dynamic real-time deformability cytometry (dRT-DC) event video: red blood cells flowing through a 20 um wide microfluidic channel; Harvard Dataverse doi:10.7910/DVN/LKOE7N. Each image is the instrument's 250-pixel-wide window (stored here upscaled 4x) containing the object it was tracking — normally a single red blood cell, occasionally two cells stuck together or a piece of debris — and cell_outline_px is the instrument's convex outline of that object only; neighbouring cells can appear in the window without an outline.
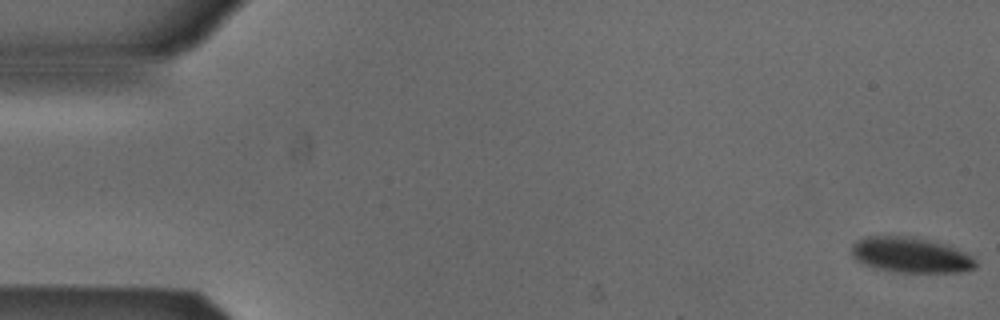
{"species": "Egyptian fruit bat (a non-hibernating species)", "species_latin": "Rousettus aegyptiacus", "temperature_condition": "cold", "stored_images_in_passage": 5, "camera_frame_rate_fps": 3000, "um_per_image_px": 0.085, "animal": {"sex": "male"}, "frame": {"image": 1, "passage_image": 1, "time_ms": 0.0, "image_size_px": [1000, 320], "cell_outline_px": [[976, 268], [960, 272], [896, 272], [872, 268], [856, 260], [852, 256], [852, 244], [856, 240], [864, 236], [896, 236], [920, 240], [940, 244], [964, 252], [972, 256], [976, 260]], "centroid_in_image_um": [77.34, 21.71], "position_along_channel_um": 7.7, "area_um2": 25.09}}
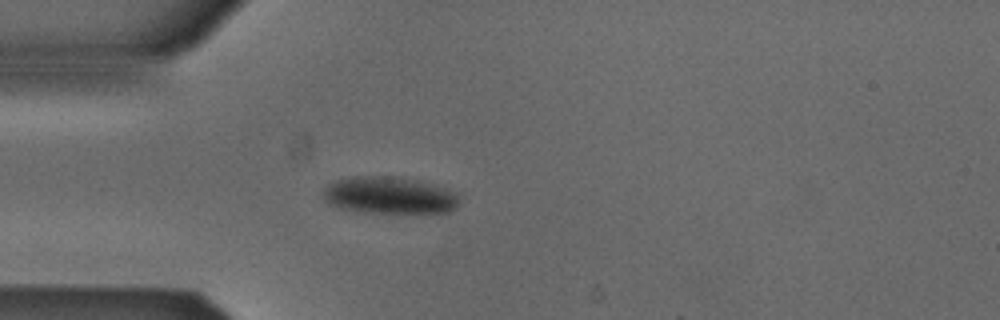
{"frame": {"image": 2, "passage_image": 5, "time_ms": 1.333, "image_size_px": [1000, 320], "cell_outline_px": [[456, 208], [448, 212], [356, 212], [336, 208], [328, 204], [324, 200], [324, 188], [328, 184], [336, 180], [356, 176], [392, 176], [416, 180], [456, 192]], "centroid_in_image_um": [33.0, 16.61], "position_along_channel_um": 52.0, "area_um2": 29.13}}